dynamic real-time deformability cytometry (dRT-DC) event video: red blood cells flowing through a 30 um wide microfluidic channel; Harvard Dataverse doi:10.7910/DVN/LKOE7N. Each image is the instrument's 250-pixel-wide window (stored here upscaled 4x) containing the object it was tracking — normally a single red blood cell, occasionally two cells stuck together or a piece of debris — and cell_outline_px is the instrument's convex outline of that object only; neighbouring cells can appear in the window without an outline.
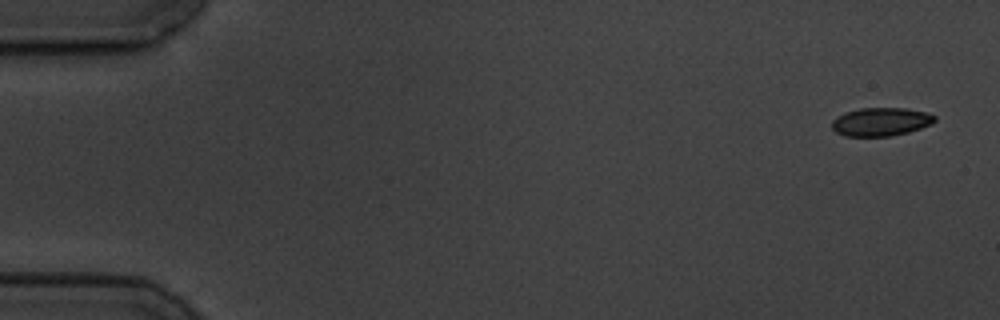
{"species": "common noctule bat (a hibernating species)", "species_latin": "Nyctalus noctula", "temperature_condition": "cold", "stored_images_in_passage": 6, "camera_frame_rate_fps": 3000, "um_per_image_px": 0.085, "animal": {"sex": "male", "body_mass_g": 19.5, "forearm_length_mm": 54.6}, "frame": {"image": 1, "passage_image": 1, "time_ms": 0.0, "image_size_px": [1000, 320], "cell_outline_px": [[936, 120], [932, 124], [908, 132], [892, 136], [844, 136], [836, 132], [832, 128], [832, 120], [844, 112], [860, 108], [904, 108], [924, 112], [936, 116]], "centroid_in_image_um": [74.86, 10.35], "position_along_channel_um": 10.1, "area_um2": 16.99}}
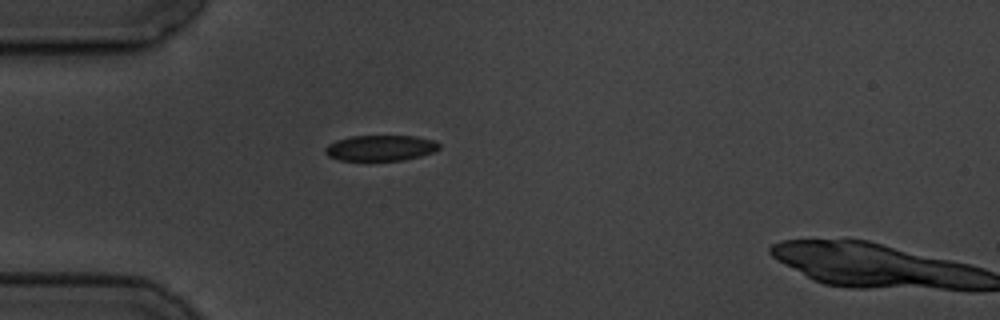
{"frame": {"image": 2, "passage_image": 5, "time_ms": 4.667, "image_size_px": [1000, 320], "cell_outline_px": [[440, 148], [432, 152], [420, 156], [400, 160], [340, 160], [328, 156], [324, 152], [324, 148], [328, 144], [336, 140], [348, 136], [416, 136], [436, 140], [440, 144]], "centroid_in_image_um": [32.33, 12.56], "position_along_channel_um": 52.7, "area_um2": 17.11}}